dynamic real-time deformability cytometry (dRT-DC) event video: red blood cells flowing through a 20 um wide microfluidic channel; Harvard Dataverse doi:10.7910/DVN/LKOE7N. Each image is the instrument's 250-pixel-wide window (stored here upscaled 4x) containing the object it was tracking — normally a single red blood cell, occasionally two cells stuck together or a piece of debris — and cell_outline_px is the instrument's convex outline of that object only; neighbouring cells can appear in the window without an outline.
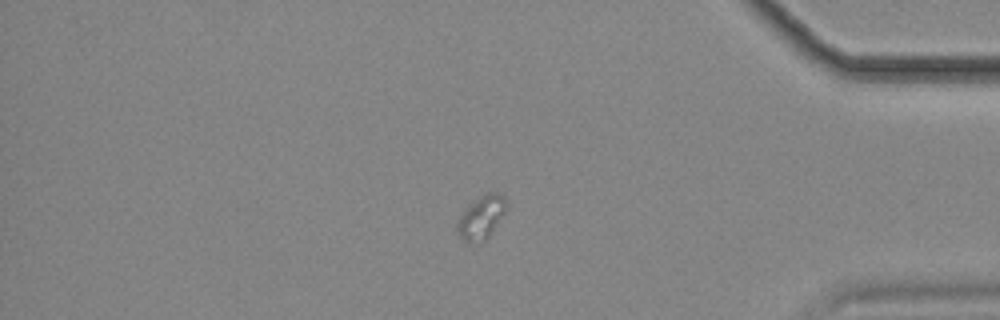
{"species": "common noctule bat (a hibernating species)", "species_latin": "Nyctalus noctula", "temperature_condition": "cold", "stored_images_in_passage": 50, "camera_frame_rate_fps": 3000, "um_per_image_px": 0.085, "animal": {"sex": "female", "body_mass_g": 18.4}, "frame": {"image": 1, "passage_image": 41, "time_ms": 13.333, "image_size_px": [1000, 320], "cell_outline_px": [[508, 208], [488, 236], [480, 244], [464, 240], [460, 236], [456, 228], [456, 224], [460, 216], [480, 196], [488, 192], [496, 192], [504, 196]], "centroid_in_image_um": [40.94, 18.48], "position_along_channel_um": 394.3, "area_um2": 12.02}}
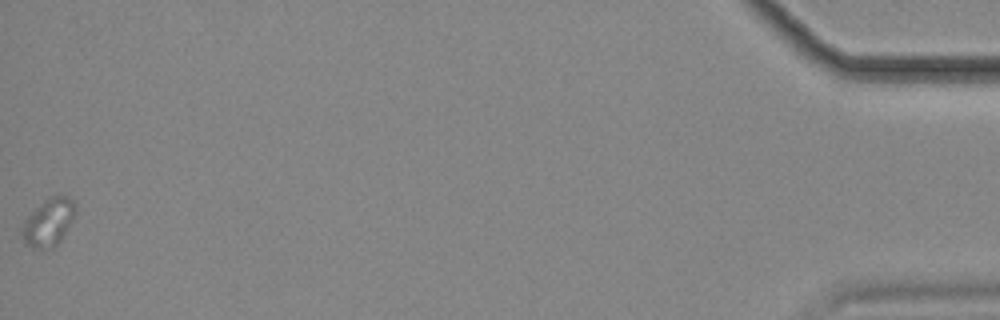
{"frame": {"image": 2, "passage_image": 50, "time_ms": 16.333, "image_size_px": [1000, 320], "cell_outline_px": [[76, 212], [60, 240], [52, 248], [44, 252], [32, 248], [24, 240], [20, 232], [24, 220], [48, 196], [68, 196], [76, 204]], "centroid_in_image_um": [4.11, 18.92], "position_along_channel_um": 431.1, "area_um2": 14.8}}